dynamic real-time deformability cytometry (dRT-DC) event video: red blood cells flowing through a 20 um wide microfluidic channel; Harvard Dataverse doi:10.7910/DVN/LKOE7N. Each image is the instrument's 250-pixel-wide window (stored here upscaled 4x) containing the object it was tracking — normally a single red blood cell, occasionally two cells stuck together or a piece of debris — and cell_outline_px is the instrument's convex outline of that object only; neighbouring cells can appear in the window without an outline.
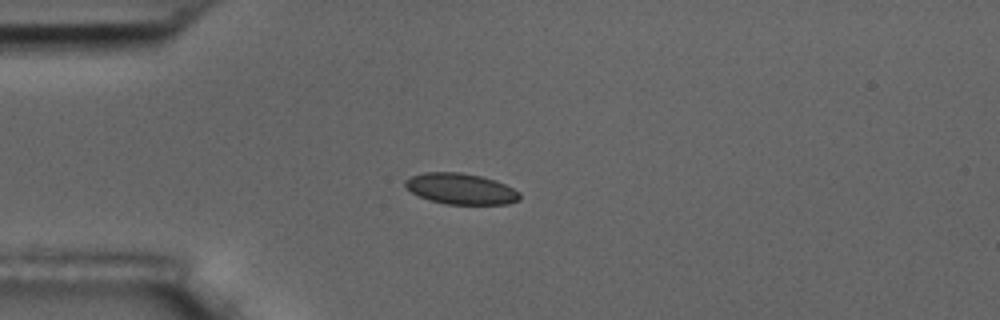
{"species": "common noctule bat (a hibernating species)", "species_latin": "Nyctalus noctula", "temperature_condition": "room temperature", "stored_images_in_passage": 12, "camera_frame_rate_fps": 3000, "um_per_image_px": 0.085, "animal": {"sex": "male", "body_mass_g": 17.5, "forearm_length_mm": 52.3}, "frame": {"image": 1, "passage_image": 1, "time_ms": 0.0, "image_size_px": [1000, 320], "cell_outline_px": [[520, 200], [508, 204], [444, 204], [428, 200], [412, 192], [404, 184], [404, 180], [412, 176], [424, 172], [460, 172], [480, 176], [496, 180], [520, 192]], "centroid_in_image_um": [39.17, 16.05], "position_along_channel_um": 45.8, "area_um2": 20.63}}
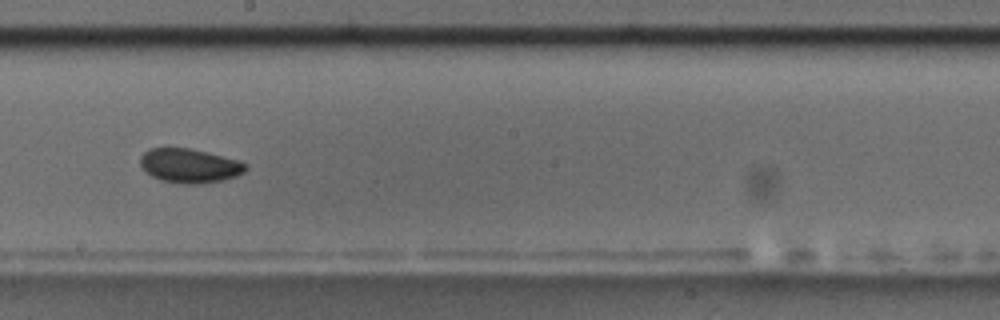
{"frame": {"image": 2, "passage_image": 6, "time_ms": 5.667, "image_size_px": [1000, 320], "cell_outline_px": [[248, 168], [244, 172], [236, 176], [224, 180], [196, 184], [180, 184], [160, 180], [152, 176], [140, 164], [140, 156], [148, 148], [188, 148], [236, 160], [248, 164]], "centroid_in_image_um": [16.1, 14.1], "position_along_channel_um": 232.1, "area_um2": 20.81}}
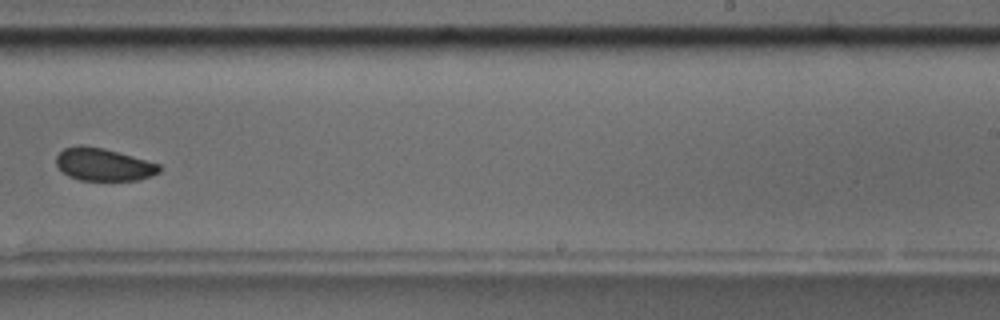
{"frame": {"image": 3, "passage_image": 7, "time_ms": 7.0, "image_size_px": [1000, 320], "cell_outline_px": [[160, 172], [152, 176], [136, 180], [80, 180], [68, 176], [56, 164], [56, 156], [64, 148], [80, 144], [84, 144], [104, 148], [160, 164]], "centroid_in_image_um": [8.79, 13.97], "position_along_channel_um": 280.2, "area_um2": 19.59}, "authors_computed_cell_mechanics": {"area_um2": 20.4901, "velocity_mm_per_s": 3.6007, "shape_relaxation_time_tau1_ms": 2.7356, "shape_relaxation_time_tau2_ms": null, "deformation_change_tau1": 0.036, "deformation_change_tau2": null}}